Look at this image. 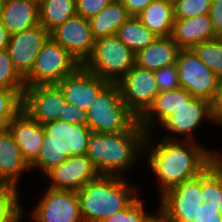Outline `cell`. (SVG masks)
Wrapping results in <instances>:
<instances>
[{"instance_id":"3","label":"cell","mask_w":222,"mask_h":222,"mask_svg":"<svg viewBox=\"0 0 222 222\" xmlns=\"http://www.w3.org/2000/svg\"><path fill=\"white\" fill-rule=\"evenodd\" d=\"M146 135L139 120L128 131L118 134L92 131L86 155L99 174L123 177L128 169H133L141 155L145 157Z\"/></svg>"},{"instance_id":"41","label":"cell","mask_w":222,"mask_h":222,"mask_svg":"<svg viewBox=\"0 0 222 222\" xmlns=\"http://www.w3.org/2000/svg\"><path fill=\"white\" fill-rule=\"evenodd\" d=\"M194 222H222V217L197 218Z\"/></svg>"},{"instance_id":"1","label":"cell","mask_w":222,"mask_h":222,"mask_svg":"<svg viewBox=\"0 0 222 222\" xmlns=\"http://www.w3.org/2000/svg\"><path fill=\"white\" fill-rule=\"evenodd\" d=\"M147 133L144 155L147 166L157 178L159 196L184 181L199 176L221 154L210 150L197 141L161 138L155 143ZM199 143V144H198Z\"/></svg>"},{"instance_id":"15","label":"cell","mask_w":222,"mask_h":222,"mask_svg":"<svg viewBox=\"0 0 222 222\" xmlns=\"http://www.w3.org/2000/svg\"><path fill=\"white\" fill-rule=\"evenodd\" d=\"M49 37L50 32L41 24L10 35L6 50L23 78L31 71L37 55Z\"/></svg>"},{"instance_id":"13","label":"cell","mask_w":222,"mask_h":222,"mask_svg":"<svg viewBox=\"0 0 222 222\" xmlns=\"http://www.w3.org/2000/svg\"><path fill=\"white\" fill-rule=\"evenodd\" d=\"M64 95L57 84L26 86L22 109L42 125L62 116Z\"/></svg>"},{"instance_id":"25","label":"cell","mask_w":222,"mask_h":222,"mask_svg":"<svg viewBox=\"0 0 222 222\" xmlns=\"http://www.w3.org/2000/svg\"><path fill=\"white\" fill-rule=\"evenodd\" d=\"M129 17L121 0H112L104 10L89 19L94 39L116 35L118 28Z\"/></svg>"},{"instance_id":"14","label":"cell","mask_w":222,"mask_h":222,"mask_svg":"<svg viewBox=\"0 0 222 222\" xmlns=\"http://www.w3.org/2000/svg\"><path fill=\"white\" fill-rule=\"evenodd\" d=\"M50 36L68 51L80 65L91 56L95 39L92 35L89 19L78 14L50 32Z\"/></svg>"},{"instance_id":"2","label":"cell","mask_w":222,"mask_h":222,"mask_svg":"<svg viewBox=\"0 0 222 222\" xmlns=\"http://www.w3.org/2000/svg\"><path fill=\"white\" fill-rule=\"evenodd\" d=\"M158 214L166 222H194L222 217V160L218 157L199 176L160 196Z\"/></svg>"},{"instance_id":"40","label":"cell","mask_w":222,"mask_h":222,"mask_svg":"<svg viewBox=\"0 0 222 222\" xmlns=\"http://www.w3.org/2000/svg\"><path fill=\"white\" fill-rule=\"evenodd\" d=\"M10 40V34L0 21V51L6 49Z\"/></svg>"},{"instance_id":"26","label":"cell","mask_w":222,"mask_h":222,"mask_svg":"<svg viewBox=\"0 0 222 222\" xmlns=\"http://www.w3.org/2000/svg\"><path fill=\"white\" fill-rule=\"evenodd\" d=\"M116 36L134 54L150 45L158 36L151 32L137 16H130L117 30Z\"/></svg>"},{"instance_id":"8","label":"cell","mask_w":222,"mask_h":222,"mask_svg":"<svg viewBox=\"0 0 222 222\" xmlns=\"http://www.w3.org/2000/svg\"><path fill=\"white\" fill-rule=\"evenodd\" d=\"M79 66V62L50 36L24 77L25 86L57 84Z\"/></svg>"},{"instance_id":"45","label":"cell","mask_w":222,"mask_h":222,"mask_svg":"<svg viewBox=\"0 0 222 222\" xmlns=\"http://www.w3.org/2000/svg\"><path fill=\"white\" fill-rule=\"evenodd\" d=\"M38 6L44 3L46 0H33Z\"/></svg>"},{"instance_id":"19","label":"cell","mask_w":222,"mask_h":222,"mask_svg":"<svg viewBox=\"0 0 222 222\" xmlns=\"http://www.w3.org/2000/svg\"><path fill=\"white\" fill-rule=\"evenodd\" d=\"M30 165L24 159L22 152L10 131L5 127L0 129V184L18 187L24 171L30 172ZM23 173V174H22Z\"/></svg>"},{"instance_id":"36","label":"cell","mask_w":222,"mask_h":222,"mask_svg":"<svg viewBox=\"0 0 222 222\" xmlns=\"http://www.w3.org/2000/svg\"><path fill=\"white\" fill-rule=\"evenodd\" d=\"M59 120L66 121L70 124H82L86 125L87 111L77 108L75 105L66 102L63 105L62 116H59Z\"/></svg>"},{"instance_id":"33","label":"cell","mask_w":222,"mask_h":222,"mask_svg":"<svg viewBox=\"0 0 222 222\" xmlns=\"http://www.w3.org/2000/svg\"><path fill=\"white\" fill-rule=\"evenodd\" d=\"M211 0H178L174 5V18H192L208 14Z\"/></svg>"},{"instance_id":"39","label":"cell","mask_w":222,"mask_h":222,"mask_svg":"<svg viewBox=\"0 0 222 222\" xmlns=\"http://www.w3.org/2000/svg\"><path fill=\"white\" fill-rule=\"evenodd\" d=\"M154 0H121L130 16L140 14Z\"/></svg>"},{"instance_id":"9","label":"cell","mask_w":222,"mask_h":222,"mask_svg":"<svg viewBox=\"0 0 222 222\" xmlns=\"http://www.w3.org/2000/svg\"><path fill=\"white\" fill-rule=\"evenodd\" d=\"M175 64L180 87L186 89L193 97L212 103L217 94L219 77L191 49L180 50Z\"/></svg>"},{"instance_id":"27","label":"cell","mask_w":222,"mask_h":222,"mask_svg":"<svg viewBox=\"0 0 222 222\" xmlns=\"http://www.w3.org/2000/svg\"><path fill=\"white\" fill-rule=\"evenodd\" d=\"M76 14V0H46L39 6V22L49 32Z\"/></svg>"},{"instance_id":"10","label":"cell","mask_w":222,"mask_h":222,"mask_svg":"<svg viewBox=\"0 0 222 222\" xmlns=\"http://www.w3.org/2000/svg\"><path fill=\"white\" fill-rule=\"evenodd\" d=\"M127 108L140 119L153 105L159 89L154 71L135 64L117 82Z\"/></svg>"},{"instance_id":"5","label":"cell","mask_w":222,"mask_h":222,"mask_svg":"<svg viewBox=\"0 0 222 222\" xmlns=\"http://www.w3.org/2000/svg\"><path fill=\"white\" fill-rule=\"evenodd\" d=\"M44 139L38 157L30 169H39L44 176L70 156L87 154L91 130L87 125L56 120L43 125Z\"/></svg>"},{"instance_id":"30","label":"cell","mask_w":222,"mask_h":222,"mask_svg":"<svg viewBox=\"0 0 222 222\" xmlns=\"http://www.w3.org/2000/svg\"><path fill=\"white\" fill-rule=\"evenodd\" d=\"M25 89L0 87V127L5 128L9 121L22 110Z\"/></svg>"},{"instance_id":"34","label":"cell","mask_w":222,"mask_h":222,"mask_svg":"<svg viewBox=\"0 0 222 222\" xmlns=\"http://www.w3.org/2000/svg\"><path fill=\"white\" fill-rule=\"evenodd\" d=\"M159 92L180 88L176 64L154 71Z\"/></svg>"},{"instance_id":"46","label":"cell","mask_w":222,"mask_h":222,"mask_svg":"<svg viewBox=\"0 0 222 222\" xmlns=\"http://www.w3.org/2000/svg\"><path fill=\"white\" fill-rule=\"evenodd\" d=\"M4 3H5V0H0V14H1V11L3 10Z\"/></svg>"},{"instance_id":"35","label":"cell","mask_w":222,"mask_h":222,"mask_svg":"<svg viewBox=\"0 0 222 222\" xmlns=\"http://www.w3.org/2000/svg\"><path fill=\"white\" fill-rule=\"evenodd\" d=\"M112 0H76V12L90 19L104 10Z\"/></svg>"},{"instance_id":"16","label":"cell","mask_w":222,"mask_h":222,"mask_svg":"<svg viewBox=\"0 0 222 222\" xmlns=\"http://www.w3.org/2000/svg\"><path fill=\"white\" fill-rule=\"evenodd\" d=\"M108 84L109 82L93 74L83 65L57 83L65 101L85 111Z\"/></svg>"},{"instance_id":"12","label":"cell","mask_w":222,"mask_h":222,"mask_svg":"<svg viewBox=\"0 0 222 222\" xmlns=\"http://www.w3.org/2000/svg\"><path fill=\"white\" fill-rule=\"evenodd\" d=\"M31 212L34 222H84L76 191L47 188Z\"/></svg>"},{"instance_id":"21","label":"cell","mask_w":222,"mask_h":222,"mask_svg":"<svg viewBox=\"0 0 222 222\" xmlns=\"http://www.w3.org/2000/svg\"><path fill=\"white\" fill-rule=\"evenodd\" d=\"M193 96L184 88H177L159 92L153 105L139 119L143 129L152 133L158 124L175 113L180 107L186 104Z\"/></svg>"},{"instance_id":"42","label":"cell","mask_w":222,"mask_h":222,"mask_svg":"<svg viewBox=\"0 0 222 222\" xmlns=\"http://www.w3.org/2000/svg\"><path fill=\"white\" fill-rule=\"evenodd\" d=\"M152 222H166V221L158 214Z\"/></svg>"},{"instance_id":"44","label":"cell","mask_w":222,"mask_h":222,"mask_svg":"<svg viewBox=\"0 0 222 222\" xmlns=\"http://www.w3.org/2000/svg\"><path fill=\"white\" fill-rule=\"evenodd\" d=\"M166 3L172 4L173 6L177 3L178 0H164Z\"/></svg>"},{"instance_id":"32","label":"cell","mask_w":222,"mask_h":222,"mask_svg":"<svg viewBox=\"0 0 222 222\" xmlns=\"http://www.w3.org/2000/svg\"><path fill=\"white\" fill-rule=\"evenodd\" d=\"M0 87L25 89L24 78L15 69L6 49L0 51Z\"/></svg>"},{"instance_id":"22","label":"cell","mask_w":222,"mask_h":222,"mask_svg":"<svg viewBox=\"0 0 222 222\" xmlns=\"http://www.w3.org/2000/svg\"><path fill=\"white\" fill-rule=\"evenodd\" d=\"M1 24L12 35L32 28L39 22V6L33 0H5Z\"/></svg>"},{"instance_id":"43","label":"cell","mask_w":222,"mask_h":222,"mask_svg":"<svg viewBox=\"0 0 222 222\" xmlns=\"http://www.w3.org/2000/svg\"><path fill=\"white\" fill-rule=\"evenodd\" d=\"M23 214H24V212L22 213H20L17 217H16V221L15 222H21L22 221V216H23Z\"/></svg>"},{"instance_id":"6","label":"cell","mask_w":222,"mask_h":222,"mask_svg":"<svg viewBox=\"0 0 222 222\" xmlns=\"http://www.w3.org/2000/svg\"><path fill=\"white\" fill-rule=\"evenodd\" d=\"M139 119L127 108L117 83H109L87 110L91 131L118 134L128 131Z\"/></svg>"},{"instance_id":"24","label":"cell","mask_w":222,"mask_h":222,"mask_svg":"<svg viewBox=\"0 0 222 222\" xmlns=\"http://www.w3.org/2000/svg\"><path fill=\"white\" fill-rule=\"evenodd\" d=\"M137 18L158 37H168L173 31L174 6L164 0H154Z\"/></svg>"},{"instance_id":"18","label":"cell","mask_w":222,"mask_h":222,"mask_svg":"<svg viewBox=\"0 0 222 222\" xmlns=\"http://www.w3.org/2000/svg\"><path fill=\"white\" fill-rule=\"evenodd\" d=\"M6 128L30 165L39 155L44 139L43 125L33 120L23 109L13 117Z\"/></svg>"},{"instance_id":"4","label":"cell","mask_w":222,"mask_h":222,"mask_svg":"<svg viewBox=\"0 0 222 222\" xmlns=\"http://www.w3.org/2000/svg\"><path fill=\"white\" fill-rule=\"evenodd\" d=\"M139 188L125 177L99 174L77 192L83 221L100 222L126 208Z\"/></svg>"},{"instance_id":"20","label":"cell","mask_w":222,"mask_h":222,"mask_svg":"<svg viewBox=\"0 0 222 222\" xmlns=\"http://www.w3.org/2000/svg\"><path fill=\"white\" fill-rule=\"evenodd\" d=\"M216 37L209 14L174 19L171 38L181 50L192 49L195 45Z\"/></svg>"},{"instance_id":"17","label":"cell","mask_w":222,"mask_h":222,"mask_svg":"<svg viewBox=\"0 0 222 222\" xmlns=\"http://www.w3.org/2000/svg\"><path fill=\"white\" fill-rule=\"evenodd\" d=\"M99 175L87 155L70 156L60 165L53 167L47 177L49 188L78 192L88 181Z\"/></svg>"},{"instance_id":"7","label":"cell","mask_w":222,"mask_h":222,"mask_svg":"<svg viewBox=\"0 0 222 222\" xmlns=\"http://www.w3.org/2000/svg\"><path fill=\"white\" fill-rule=\"evenodd\" d=\"M135 54L116 35L95 40L83 66L109 83H117L134 65Z\"/></svg>"},{"instance_id":"29","label":"cell","mask_w":222,"mask_h":222,"mask_svg":"<svg viewBox=\"0 0 222 222\" xmlns=\"http://www.w3.org/2000/svg\"><path fill=\"white\" fill-rule=\"evenodd\" d=\"M18 189L13 185L0 184V222H15L23 212Z\"/></svg>"},{"instance_id":"11","label":"cell","mask_w":222,"mask_h":222,"mask_svg":"<svg viewBox=\"0 0 222 222\" xmlns=\"http://www.w3.org/2000/svg\"><path fill=\"white\" fill-rule=\"evenodd\" d=\"M204 120L213 122L212 103L206 99L192 97L159 125L161 130L164 128L167 133L170 132L169 135L166 134L162 138L197 141L193 132L198 130L197 128L201 126Z\"/></svg>"},{"instance_id":"23","label":"cell","mask_w":222,"mask_h":222,"mask_svg":"<svg viewBox=\"0 0 222 222\" xmlns=\"http://www.w3.org/2000/svg\"><path fill=\"white\" fill-rule=\"evenodd\" d=\"M180 48L168 37H157L150 45L135 54L134 64L140 68L157 71L177 61Z\"/></svg>"},{"instance_id":"31","label":"cell","mask_w":222,"mask_h":222,"mask_svg":"<svg viewBox=\"0 0 222 222\" xmlns=\"http://www.w3.org/2000/svg\"><path fill=\"white\" fill-rule=\"evenodd\" d=\"M156 211L153 215L146 212L143 200L137 196L126 208L100 222H152L158 215Z\"/></svg>"},{"instance_id":"28","label":"cell","mask_w":222,"mask_h":222,"mask_svg":"<svg viewBox=\"0 0 222 222\" xmlns=\"http://www.w3.org/2000/svg\"><path fill=\"white\" fill-rule=\"evenodd\" d=\"M215 75L222 77V38L203 41L191 49Z\"/></svg>"},{"instance_id":"37","label":"cell","mask_w":222,"mask_h":222,"mask_svg":"<svg viewBox=\"0 0 222 222\" xmlns=\"http://www.w3.org/2000/svg\"><path fill=\"white\" fill-rule=\"evenodd\" d=\"M209 16L217 37L222 36V0H211Z\"/></svg>"},{"instance_id":"38","label":"cell","mask_w":222,"mask_h":222,"mask_svg":"<svg viewBox=\"0 0 222 222\" xmlns=\"http://www.w3.org/2000/svg\"><path fill=\"white\" fill-rule=\"evenodd\" d=\"M212 118L214 124L222 126V77H219L217 94L212 102Z\"/></svg>"}]
</instances>
